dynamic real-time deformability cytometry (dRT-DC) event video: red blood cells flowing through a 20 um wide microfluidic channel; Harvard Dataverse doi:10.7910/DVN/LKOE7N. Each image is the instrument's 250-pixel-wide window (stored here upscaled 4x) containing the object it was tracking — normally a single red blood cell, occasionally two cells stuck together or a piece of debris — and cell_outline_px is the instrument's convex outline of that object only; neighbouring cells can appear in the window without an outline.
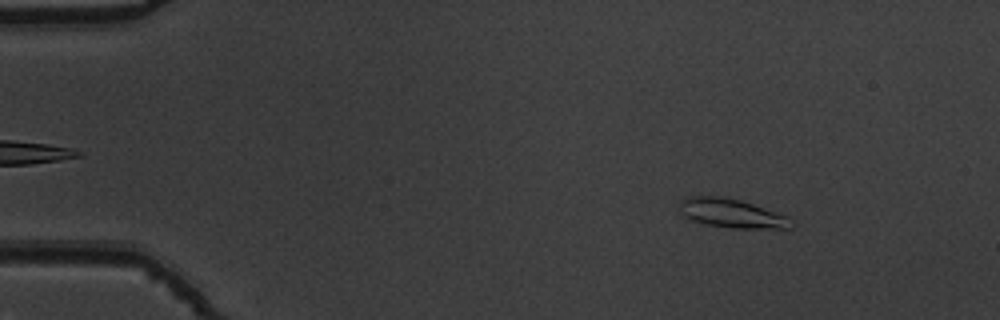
{"species": "common noctule bat (a hibernating species)", "species_latin": "Nyctalus noctula", "temperature_condition": "warm", "stored_images_in_passage": 54, "camera_frame_rate_fps": 3000, "um_per_image_px": 0.085, "animal": {"sex": "male", "body_mass_g": 19.5, "forearm_length_mm": 54.6}, "frame": {"image": 1, "passage_image": 8, "time_ms": 2.333, "image_size_px": [1000, 320], "cell_outline_px": [[796, 224], [788, 228], [732, 228], [708, 224], [692, 220], [684, 216], [680, 212], [680, 200], [684, 196], [724, 196], [740, 200], [752, 204], [784, 216]], "centroid_in_image_um": [62.12, 18.12], "position_along_channel_um": 22.9, "area_um2": 18.55}}
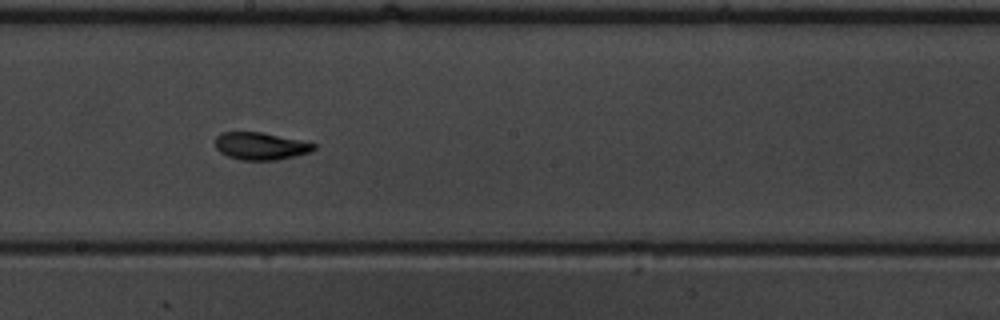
{"frame": {"image": 2, "passage_image": 31, "time_ms": 10.0, "image_size_px": [1000, 320], "cell_outline_px": [[316, 148], [308, 152], [276, 160], [240, 160], [228, 156], [220, 152], [216, 148], [216, 136], [220, 132], [260, 132], [300, 140], [316, 144]], "centroid_in_image_um": [22.11, 12.41], "position_along_channel_um": 226.1, "area_um2": 15.55}}
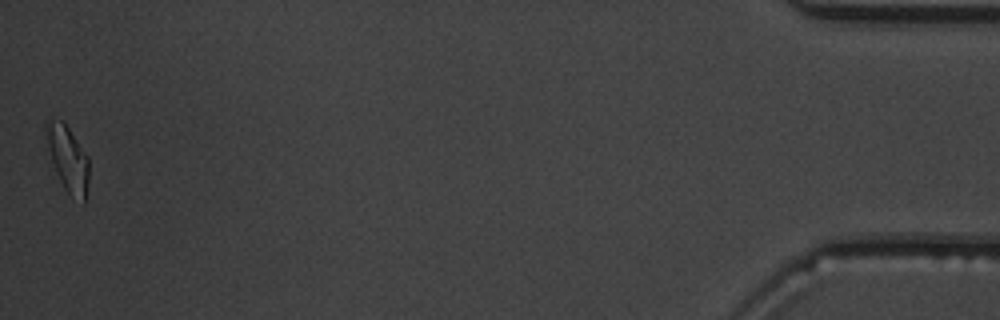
{"frame": {"image": 3, "passage_image": 54, "time_ms": 17.667, "image_size_px": [1000, 320], "cell_outline_px": [[88, 184], [84, 204], [72, 200], [64, 188], [56, 172], [52, 160], [48, 144], [44, 124], [44, 120], [60, 120], [68, 128], [88, 156]], "centroid_in_image_um": [5.79, 13.57], "position_along_channel_um": 429.4, "area_um2": 16.24}, "authors_computed_cell_mechanics": {"area_um2": 15.895, "velocity_mm_per_s": 3.8168, "shape_relaxation_time_tau1_ms": 4.5896, "shape_relaxation_time_tau2_ms": 1.5188, "deformation_change_tau1": 0.1508, "deformation_change_tau2": 0.0586}}